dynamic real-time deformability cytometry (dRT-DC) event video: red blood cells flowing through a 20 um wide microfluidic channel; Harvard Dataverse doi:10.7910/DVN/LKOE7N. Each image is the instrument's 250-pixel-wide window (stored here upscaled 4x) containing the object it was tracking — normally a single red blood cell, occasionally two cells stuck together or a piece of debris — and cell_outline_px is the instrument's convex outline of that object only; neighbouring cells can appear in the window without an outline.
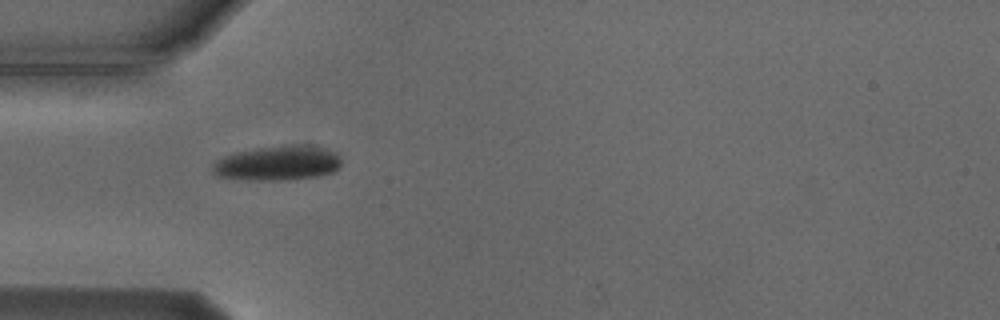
{"species": "Egyptian fruit bat (a non-hibernating species)", "species_latin": "Rousettus aegyptiacus", "temperature_condition": "cold", "stored_images_in_passage": 2, "camera_frame_rate_fps": 3000, "um_per_image_px": 0.085, "animal": {"sex": "male"}, "frame": {"image": 1, "passage_image": 1, "time_ms": 0.0, "image_size_px": [1000, 320], "cell_outline_px": [[340, 164], [332, 172], [316, 176], [288, 180], [248, 180], [216, 176], [212, 172], [212, 164], [216, 160], [224, 156], [236, 152], [260, 148], [292, 144], [312, 144], [336, 152], [340, 156]], "centroid_in_image_um": [23.6, 13.86], "position_along_channel_um": 61.4, "area_um2": 26.18}}
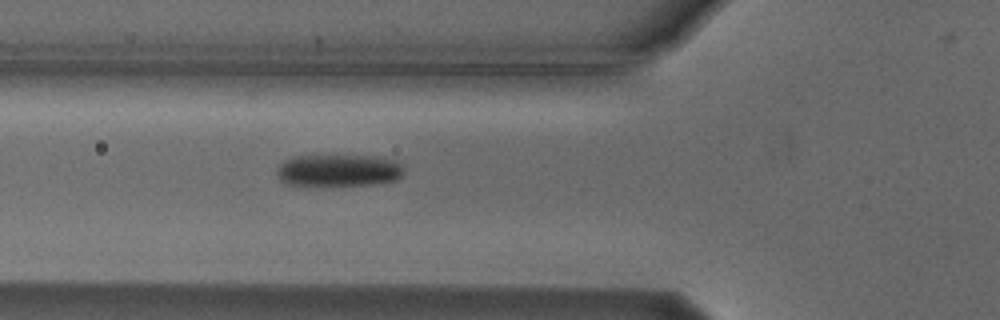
{"frame": {"image": 2, "passage_image": 2, "time_ms": 1.0, "image_size_px": [1000, 320], "cell_outline_px": [[404, 172], [396, 180], [372, 184], [288, 184], [280, 180], [276, 176], [276, 168], [284, 160], [296, 156], [376, 156], [400, 160], [404, 168]], "centroid_in_image_um": [28.82, 14.45], "position_along_channel_um": 97.0, "area_um2": 23.58}}